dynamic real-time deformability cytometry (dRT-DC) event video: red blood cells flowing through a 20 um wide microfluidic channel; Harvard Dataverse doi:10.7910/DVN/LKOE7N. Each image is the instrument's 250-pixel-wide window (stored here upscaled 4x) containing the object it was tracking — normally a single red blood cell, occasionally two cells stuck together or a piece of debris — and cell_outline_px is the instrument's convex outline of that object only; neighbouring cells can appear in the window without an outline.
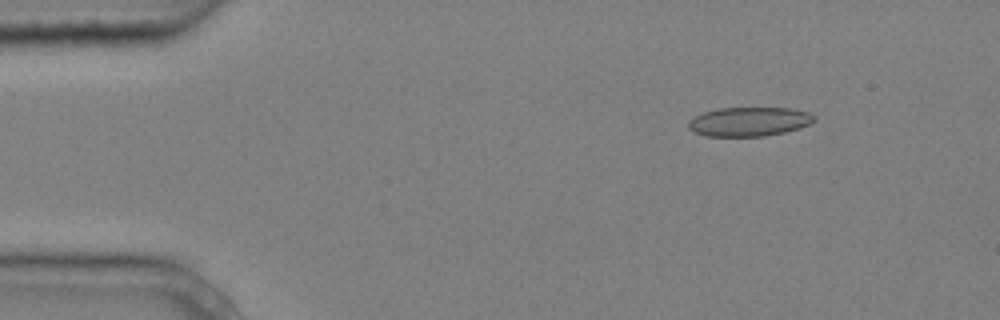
{"species": "common noctule bat (a hibernating species)", "species_latin": "Nyctalus noctula", "temperature_condition": "cold", "stored_images_in_passage": 4, "camera_frame_rate_fps": 3000, "um_per_image_px": 0.085, "animal": {"sex": "male", "body_mass_g": 20.4}, "frame": {"image": 1, "passage_image": 2, "time_ms": 0.333, "image_size_px": [1000, 320], "cell_outline_px": [[816, 120], [800, 128], [784, 132], [764, 136], [704, 136], [688, 128], [688, 120], [704, 112], [716, 108], [792, 108], [808, 112], [816, 116]], "centroid_in_image_um": [63.68, 10.33], "position_along_channel_um": 21.3, "area_um2": 21.39}}